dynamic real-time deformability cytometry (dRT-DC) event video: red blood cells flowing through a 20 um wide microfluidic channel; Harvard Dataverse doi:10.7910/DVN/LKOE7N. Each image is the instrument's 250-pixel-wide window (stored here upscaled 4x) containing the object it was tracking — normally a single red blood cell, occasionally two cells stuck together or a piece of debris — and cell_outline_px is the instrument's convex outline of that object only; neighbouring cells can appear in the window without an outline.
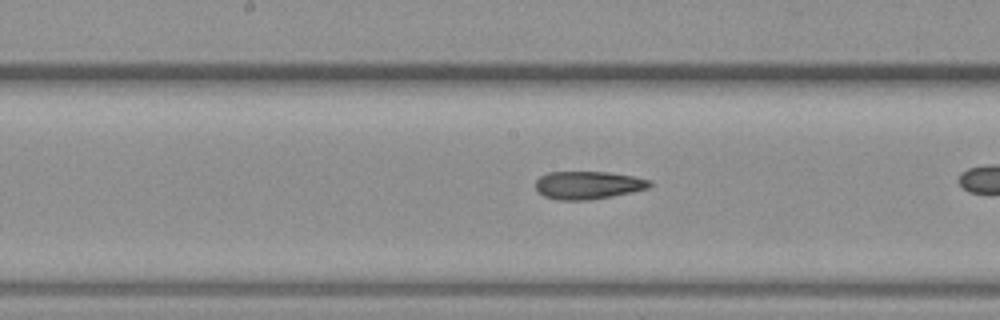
{"species": "common noctule bat (a hibernating species)", "species_latin": "Nyctalus noctula", "temperature_condition": "warm", "stored_images_in_passage": 42, "camera_frame_rate_fps": 3000, "um_per_image_px": 0.085, "animal": {"sex": "female", "body_mass_g": 19.3, "forearm_length_mm": 54.1}, "frame": {"image": 1, "passage_image": 30, "time_ms": 9.667, "image_size_px": [1000, 320], "cell_outline_px": [[652, 184], [648, 188], [632, 192], [588, 200], [556, 200], [544, 196], [536, 188], [536, 180], [540, 176], [548, 172], [608, 172], [632, 176], [652, 180]], "centroid_in_image_um": [49.98, 15.73], "position_along_channel_um": 198.2, "area_um2": 18.5}}